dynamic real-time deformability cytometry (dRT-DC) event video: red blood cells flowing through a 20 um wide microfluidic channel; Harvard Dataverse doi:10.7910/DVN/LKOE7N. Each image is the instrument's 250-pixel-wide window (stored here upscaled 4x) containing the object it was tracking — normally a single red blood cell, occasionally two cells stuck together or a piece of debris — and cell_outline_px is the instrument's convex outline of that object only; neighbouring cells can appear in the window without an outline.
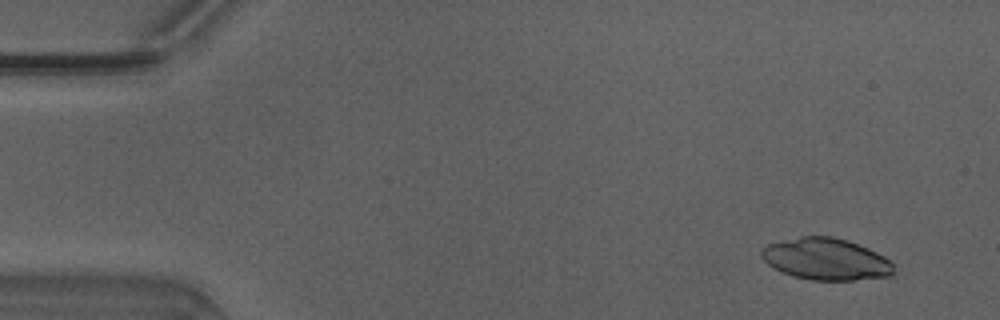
{"species": "Egyptian fruit bat (a non-hibernating species)", "species_latin": "Rousettus aegyptiacus", "temperature_condition": "warm", "stored_images_in_passage": 49, "camera_frame_rate_fps": 3000, "um_per_image_px": 0.085, "animal": {"sex": "male"}, "frame": {"image": 1, "passage_image": 4, "time_ms": 1.0, "image_size_px": [1000, 320], "cell_outline_px": [[892, 276], [852, 280], [812, 280], [792, 276], [780, 272], [772, 268], [760, 256], [760, 252], [768, 244], [800, 236], [832, 236], [848, 240], [868, 248], [884, 256], [892, 264]], "centroid_in_image_um": [70.17, 22.03], "position_along_channel_um": 14.8, "area_um2": 32.19}}